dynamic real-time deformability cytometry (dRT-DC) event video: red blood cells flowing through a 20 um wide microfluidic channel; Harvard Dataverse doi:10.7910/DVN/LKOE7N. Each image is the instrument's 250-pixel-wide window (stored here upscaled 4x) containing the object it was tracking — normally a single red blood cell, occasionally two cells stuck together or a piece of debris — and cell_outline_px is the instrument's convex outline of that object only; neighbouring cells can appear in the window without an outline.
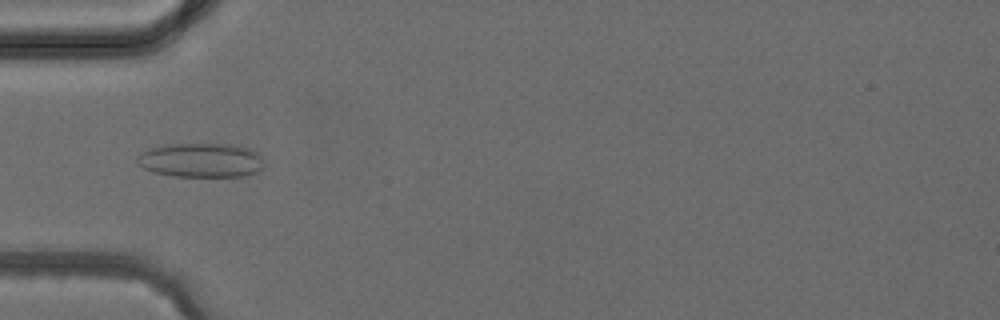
{"species": "common noctule bat (a hibernating species)", "species_latin": "Nyctalus noctula", "temperature_condition": "cold", "stored_images_in_passage": 4, "camera_frame_rate_fps": 3000, "um_per_image_px": 0.085, "animal": {"sex": "female", "body_mass_g": 24.6, "forearm_length_mm": 56.2}, "frame": {"image": 1, "passage_image": 4, "time_ms": 3.333, "image_size_px": [1000, 320], "cell_outline_px": [[264, 168], [256, 172], [244, 176], [176, 176], [152, 172], [136, 164], [136, 156], [148, 148], [168, 144], [232, 144], [248, 148], [260, 152], [264, 164]], "centroid_in_image_um": [17.09, 13.61], "position_along_channel_um": 67.9, "area_um2": 25.66}}